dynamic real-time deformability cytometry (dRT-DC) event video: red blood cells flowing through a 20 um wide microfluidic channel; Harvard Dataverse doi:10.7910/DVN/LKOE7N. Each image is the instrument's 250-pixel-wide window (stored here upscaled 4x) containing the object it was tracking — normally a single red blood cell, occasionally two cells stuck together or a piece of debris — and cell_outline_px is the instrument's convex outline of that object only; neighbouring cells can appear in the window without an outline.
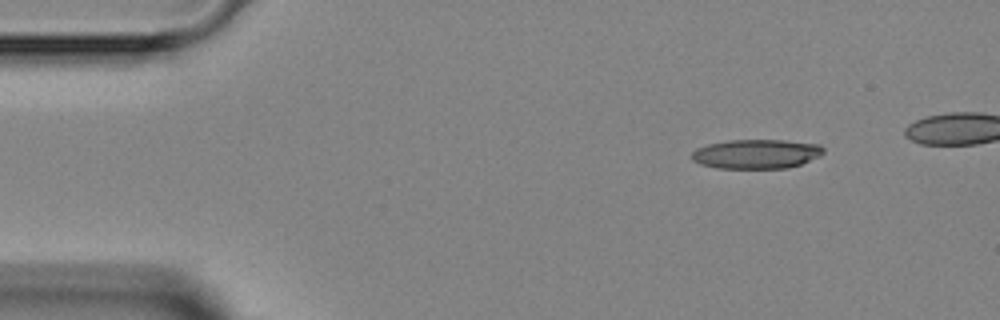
{"species": "Egyptian fruit bat (a non-hibernating species)", "species_latin": "Rousettus aegyptiacus", "temperature_condition": "room temperature", "stored_images_in_passage": 3, "camera_frame_rate_fps": 3000, "um_per_image_px": 0.085, "animal": {"sex": "female"}, "frame": {"image": 1, "passage_image": 1, "time_ms": 0.0, "image_size_px": [1000, 320], "cell_outline_px": [[824, 152], [820, 156], [800, 164], [788, 168], [716, 168], [700, 164], [692, 160], [692, 152], [696, 148], [708, 144], [728, 140], [784, 140], [820, 144], [824, 148]], "centroid_in_image_um": [64.29, 13.08], "position_along_channel_um": 20.7, "area_um2": 22.6}}